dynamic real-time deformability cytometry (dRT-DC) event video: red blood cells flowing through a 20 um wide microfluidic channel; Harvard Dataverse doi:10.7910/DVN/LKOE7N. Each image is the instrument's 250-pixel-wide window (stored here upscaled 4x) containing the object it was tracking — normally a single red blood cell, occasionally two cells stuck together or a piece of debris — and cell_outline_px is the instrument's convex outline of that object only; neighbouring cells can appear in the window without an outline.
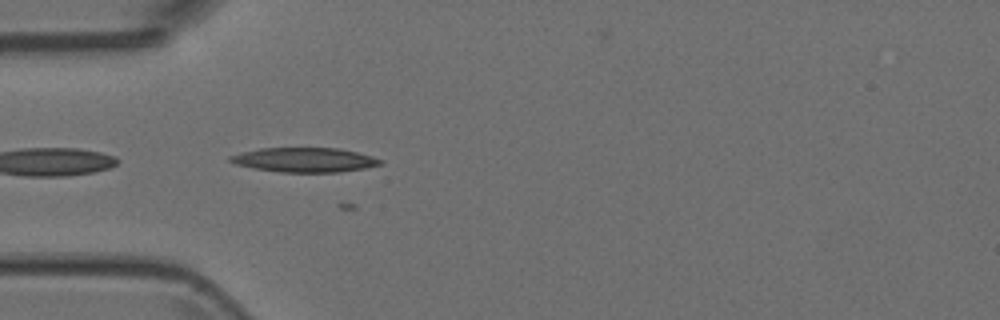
{"species": "Egyptian fruit bat (a non-hibernating species)", "species_latin": "Rousettus aegyptiacus", "temperature_condition": "room temperature", "stored_images_in_passage": 4, "camera_frame_rate_fps": 3000, "um_per_image_px": 0.085, "animal": {"sex": "female"}, "frame": {"image": 1, "passage_image": 4, "time_ms": 1.0, "image_size_px": [1000, 320], "cell_outline_px": [[384, 164], [364, 168], [340, 172], [280, 172], [252, 168], [236, 164], [228, 160], [228, 156], [240, 152], [260, 148], [336, 148], [356, 152], [372, 156], [384, 160]], "centroid_in_image_um": [25.88, 13.59], "position_along_channel_um": 59.1, "area_um2": 21.5}}